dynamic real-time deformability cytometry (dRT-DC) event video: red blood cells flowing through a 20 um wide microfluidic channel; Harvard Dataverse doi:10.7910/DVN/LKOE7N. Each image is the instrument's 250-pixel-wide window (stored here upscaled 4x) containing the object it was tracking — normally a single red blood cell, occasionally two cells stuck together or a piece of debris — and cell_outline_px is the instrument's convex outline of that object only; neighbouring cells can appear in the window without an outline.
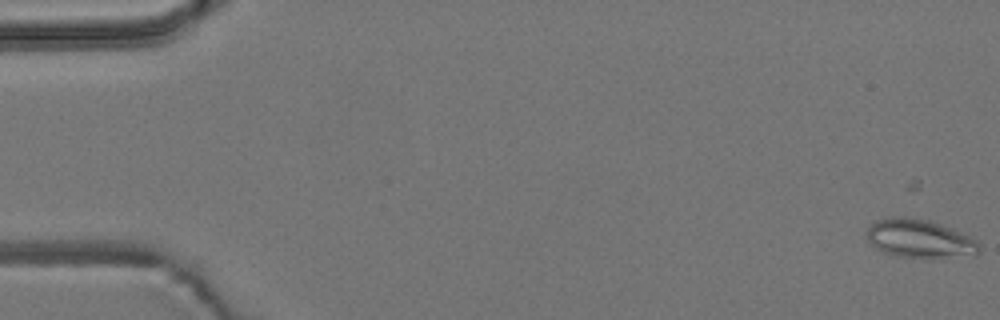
{"species": "common noctule bat (a hibernating species)", "species_latin": "Nyctalus noctula", "temperature_condition": "room temperature", "stored_images_in_passage": 17, "camera_frame_rate_fps": 3000, "um_per_image_px": 0.085, "animal": {"sex": "male", "body_mass_g": 19.2, "forearm_length_mm": 51.8}, "frame": {"image": 1, "passage_image": 4, "time_ms": 1.0, "image_size_px": [1000, 320], "cell_outline_px": [[980, 252], [932, 260], [896, 256], [884, 252], [876, 248], [868, 240], [868, 228], [876, 220], [888, 216], [904, 216], [932, 220], [952, 228], [976, 240], [980, 244]], "centroid_in_image_um": [78.16, 20.29], "position_along_channel_um": 6.8, "area_um2": 25.61}}